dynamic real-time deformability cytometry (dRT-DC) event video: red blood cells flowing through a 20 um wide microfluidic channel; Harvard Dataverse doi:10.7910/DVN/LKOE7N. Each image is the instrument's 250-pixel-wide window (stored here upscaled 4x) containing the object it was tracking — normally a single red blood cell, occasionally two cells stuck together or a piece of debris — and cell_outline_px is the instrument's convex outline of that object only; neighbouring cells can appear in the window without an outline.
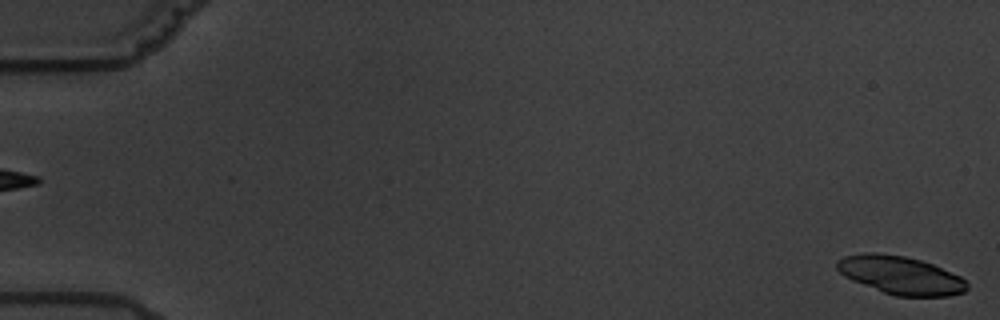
{"species": "common noctule bat (a hibernating species)", "species_latin": "Nyctalus noctula", "temperature_condition": "warm", "stored_images_in_passage": 7, "segment_of_instrument_passage": [2, 2], "camera_frame_rate_fps": 3000, "um_per_image_px": 0.085, "animal": {"sex": "male", "body_mass_g": 19.5, "forearm_length_mm": 54.6}, "frame": {"image": 1, "passage_image": 7, "time_ms": 6.667, "image_size_px": [1000, 320], "cell_outline_px": [[968, 288], [964, 292], [948, 296], [896, 296], [884, 292], [852, 280], [844, 276], [836, 268], [836, 260], [844, 256], [864, 252], [876, 252], [904, 256], [920, 260], [932, 264], [960, 276], [968, 284]], "centroid_in_image_um": [76.53, 23.38], "position_along_channel_um": 8.5, "area_um2": 28.78}}